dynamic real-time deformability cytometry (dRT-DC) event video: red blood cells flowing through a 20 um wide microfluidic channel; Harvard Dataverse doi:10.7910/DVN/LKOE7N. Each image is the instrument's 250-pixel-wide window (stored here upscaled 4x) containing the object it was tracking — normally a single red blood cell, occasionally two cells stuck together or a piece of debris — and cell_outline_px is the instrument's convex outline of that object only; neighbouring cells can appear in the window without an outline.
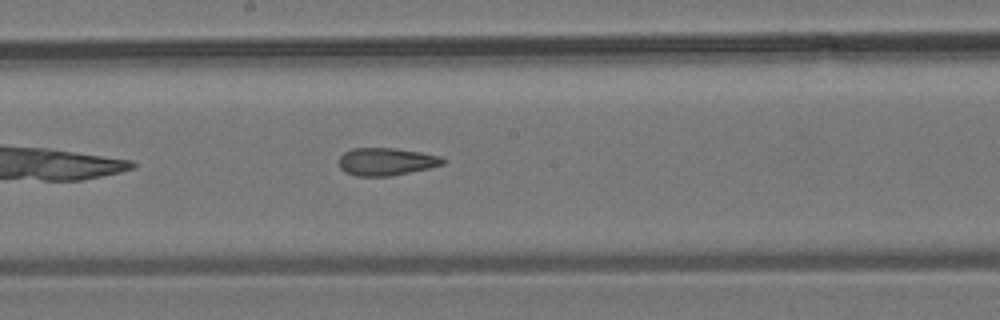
{"species": "common noctule bat (a hibernating species)", "species_latin": "Nyctalus noctula", "temperature_condition": "room temperature", "stored_images_in_passage": 7, "camera_frame_rate_fps": 3000, "um_per_image_px": 0.085, "animal": {"sex": "male", "body_mass_g": 19.2, "forearm_length_mm": 51.8}, "frame": {"image": 1, "passage_image": 7, "time_ms": 8.0, "image_size_px": [1000, 320], "cell_outline_px": [[448, 160], [444, 164], [428, 168], [388, 176], [356, 176], [344, 172], [340, 168], [340, 156], [344, 152], [352, 148], [396, 148], [420, 152], [440, 156]], "centroid_in_image_um": [32.83, 13.73], "position_along_channel_um": 215.4, "area_um2": 16.7}}